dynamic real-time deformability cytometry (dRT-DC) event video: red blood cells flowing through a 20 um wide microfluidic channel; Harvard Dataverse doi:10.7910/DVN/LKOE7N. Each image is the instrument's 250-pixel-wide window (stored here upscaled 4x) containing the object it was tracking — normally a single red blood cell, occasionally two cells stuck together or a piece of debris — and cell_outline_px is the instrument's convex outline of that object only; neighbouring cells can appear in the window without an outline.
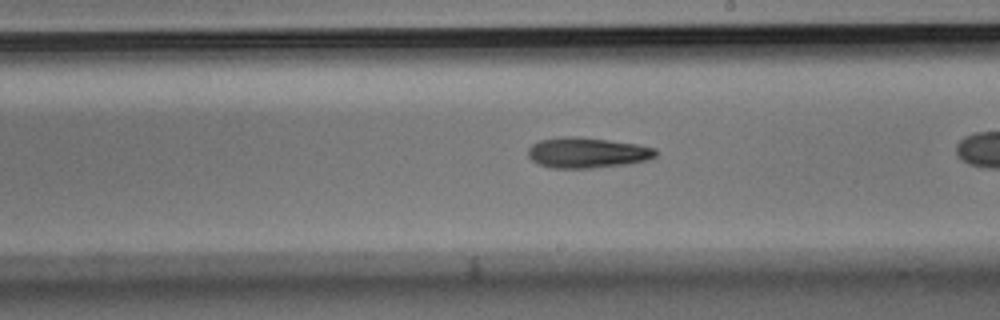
{"species": "Egyptian fruit bat (a non-hibernating species)", "species_latin": "Rousettus aegyptiacus", "temperature_condition": "room temperature", "stored_images_in_passage": 27, "camera_frame_rate_fps": 3000, "um_per_image_px": 0.085, "animal": {"sex": "male"}, "frame": {"image": 1, "passage_image": 16, "time_ms": 5.0, "image_size_px": [1000, 320], "cell_outline_px": [[656, 156], [648, 160], [628, 164], [592, 168], [552, 168], [540, 164], [532, 160], [528, 156], [528, 148], [532, 144], [540, 140], [564, 136], [576, 136], [608, 140], [636, 144], [656, 148]], "centroid_in_image_um": [49.91, 12.98], "position_along_channel_um": 239.1, "area_um2": 22.72}}
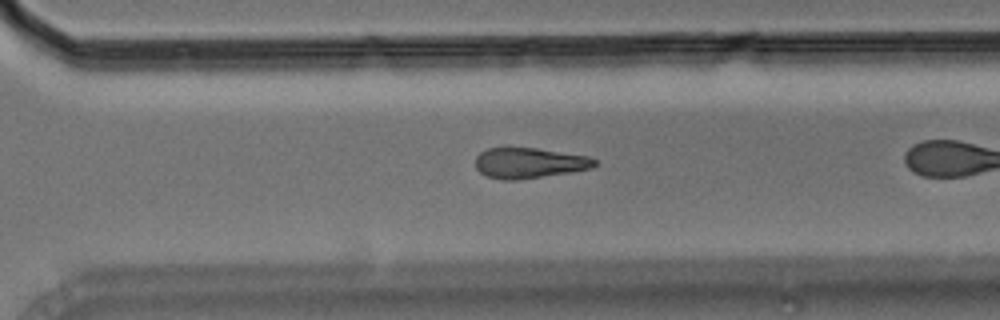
{"frame": {"image": 2, "passage_image": 23, "time_ms": 7.333, "image_size_px": [1000, 320], "cell_outline_px": [[596, 164], [592, 168], [572, 172], [520, 180], [504, 180], [488, 176], [480, 172], [476, 168], [476, 156], [480, 152], [488, 148], [536, 148], [588, 156], [596, 160]], "centroid_in_image_um": [44.99, 13.86], "position_along_channel_um": 325.6, "area_um2": 21.15}}